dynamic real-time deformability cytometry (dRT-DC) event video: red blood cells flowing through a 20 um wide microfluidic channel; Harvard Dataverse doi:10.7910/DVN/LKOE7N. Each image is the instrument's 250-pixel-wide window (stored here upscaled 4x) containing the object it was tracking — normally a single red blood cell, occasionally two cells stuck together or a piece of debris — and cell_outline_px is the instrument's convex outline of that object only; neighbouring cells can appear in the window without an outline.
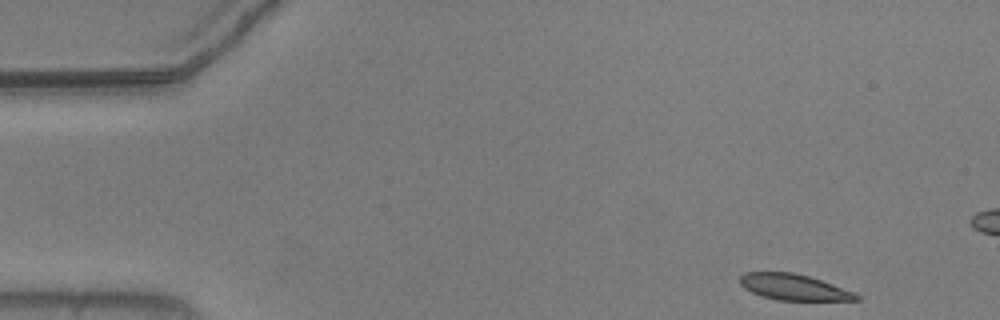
{"species": "common noctule bat (a hibernating species)", "species_latin": "Nyctalus noctula", "temperature_condition": "warm", "stored_images_in_passage": 13, "camera_frame_rate_fps": 3000, "um_per_image_px": 0.085, "animal": {"sex": "male", "body_mass_g": 20.5, "forearm_length_mm": 52.5}, "frame": {"image": 1, "passage_image": 1, "time_ms": 0.0, "image_size_px": [1000, 320], "cell_outline_px": [[860, 300], [776, 300], [752, 292], [744, 288], [740, 284], [740, 276], [744, 272], [792, 272], [808, 276], [832, 284], [852, 292], [860, 296]], "centroid_in_image_um": [67.43, 24.4], "position_along_channel_um": 17.6, "area_um2": 17.34}}